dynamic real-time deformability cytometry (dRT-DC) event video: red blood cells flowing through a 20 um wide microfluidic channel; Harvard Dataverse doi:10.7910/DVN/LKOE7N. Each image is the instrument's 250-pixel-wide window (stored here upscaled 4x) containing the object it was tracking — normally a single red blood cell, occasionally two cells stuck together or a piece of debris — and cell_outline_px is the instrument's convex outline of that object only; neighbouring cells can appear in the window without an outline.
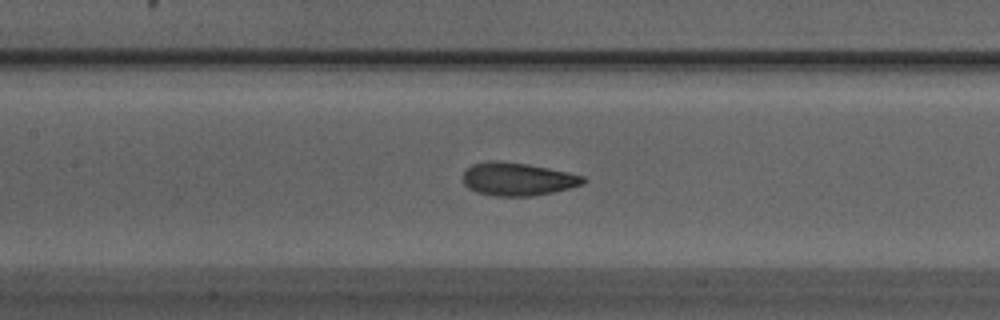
{"species": "Egyptian fruit bat (a non-hibernating species)", "species_latin": "Rousettus aegyptiacus", "temperature_condition": "warm", "stored_images_in_passage": 50, "camera_frame_rate_fps": 3000, "um_per_image_px": 0.085, "animal": {"sex": "male"}, "frame": {"image": 1, "passage_image": 23, "time_ms": 7.333, "image_size_px": [1000, 320], "cell_outline_px": [[584, 184], [552, 192], [532, 196], [496, 196], [476, 192], [468, 188], [464, 184], [464, 172], [472, 164], [488, 160], [496, 160], [528, 164], [568, 172], [584, 176]], "centroid_in_image_um": [43.97, 15.22], "position_along_channel_um": 163.4, "area_um2": 23.06}}
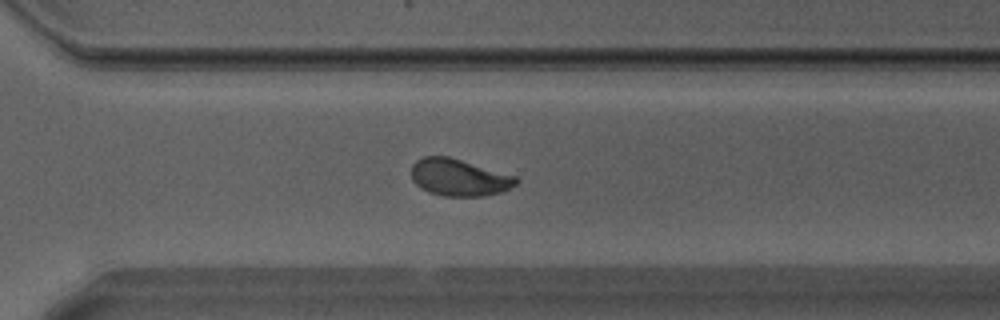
{"frame": {"image": 2, "passage_image": 35, "time_ms": 11.333, "image_size_px": [1000, 320], "cell_outline_px": [[520, 180], [516, 184], [504, 192], [484, 196], [444, 196], [428, 192], [420, 188], [412, 180], [412, 164], [416, 160], [424, 156], [448, 156], [516, 176]], "centroid_in_image_um": [39.02, 15.09], "position_along_channel_um": 331.6, "area_um2": 22.72}}
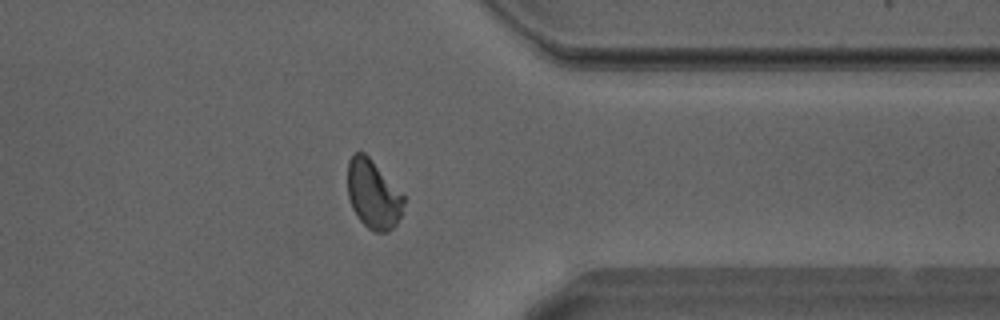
{"frame": {"image": 3, "passage_image": 39, "time_ms": 12.667, "image_size_px": [1000, 320], "cell_outline_px": [[404, 204], [400, 216], [396, 224], [388, 232], [372, 232], [356, 216], [352, 208], [348, 196], [348, 160], [356, 152], [364, 152], [368, 156], [404, 196]], "centroid_in_image_um": [31.71, 16.54], "position_along_channel_um": 379.7, "area_um2": 22.25}, "authors_computed_cell_mechanics": {"area_um2": 22.7154, "velocity_mm_per_s": 4.2152, "shape_relaxation_time_tau1_ms": 2.9142, "shape_relaxation_time_tau2_ms": 0.7199, "deformation_change_tau1": 0.1513, "deformation_change_tau2": 0.0651}}